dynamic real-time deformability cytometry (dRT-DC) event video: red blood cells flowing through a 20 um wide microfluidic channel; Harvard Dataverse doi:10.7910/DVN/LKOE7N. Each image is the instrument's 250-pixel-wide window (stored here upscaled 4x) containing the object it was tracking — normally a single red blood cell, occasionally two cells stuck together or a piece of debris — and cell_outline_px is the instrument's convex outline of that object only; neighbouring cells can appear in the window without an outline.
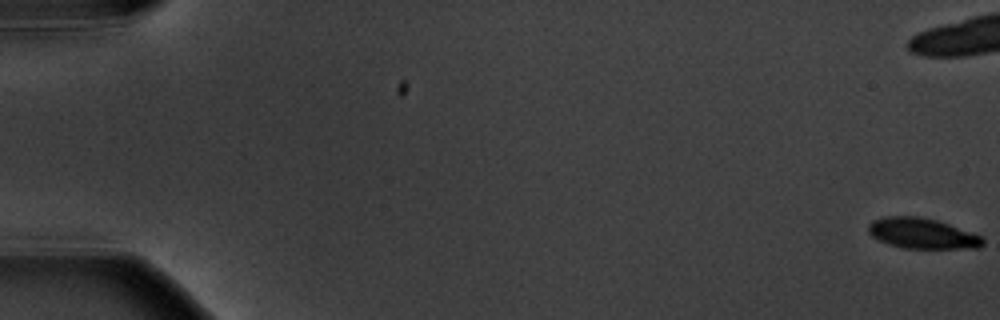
{"species": "common noctule bat (a hibernating species)", "species_latin": "Nyctalus noctula", "temperature_condition": "warm", "stored_images_in_passage": 9, "camera_frame_rate_fps": 3000, "um_per_image_px": 0.085, "animal": {"sex": "male", "body_mass_g": 20.1, "forearm_length_mm": 53.5}, "frame": {"image": 1, "passage_image": 1, "time_ms": 0.0, "image_size_px": [1000, 320], "cell_outline_px": [[984, 244], [980, 248], [904, 248], [888, 244], [872, 236], [868, 232], [868, 224], [872, 220], [884, 216], [920, 216], [936, 220], [984, 236]], "centroid_in_image_um": [78.4, 19.83], "position_along_channel_um": 6.6, "area_um2": 20.46}}